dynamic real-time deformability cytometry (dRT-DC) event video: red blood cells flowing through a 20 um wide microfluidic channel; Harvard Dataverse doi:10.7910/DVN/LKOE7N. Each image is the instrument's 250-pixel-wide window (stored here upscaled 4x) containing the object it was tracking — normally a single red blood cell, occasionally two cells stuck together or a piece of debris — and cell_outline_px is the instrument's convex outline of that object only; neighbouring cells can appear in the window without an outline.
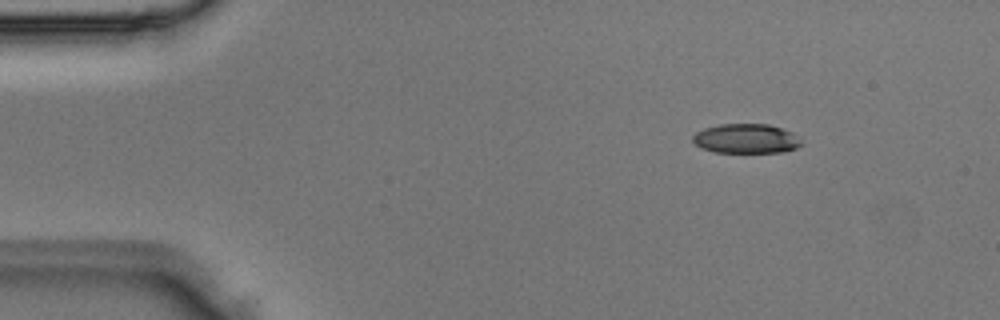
{"species": "Egyptian fruit bat (a non-hibernating species)", "species_latin": "Rousettus aegyptiacus", "temperature_condition": "room temperature", "stored_images_in_passage": 4, "camera_frame_rate_fps": 3000, "um_per_image_px": 0.085, "animal": {"sex": "male"}, "frame": {"image": 1, "passage_image": 2, "time_ms": 0.333, "image_size_px": [1000, 320], "cell_outline_px": [[804, 144], [796, 148], [784, 152], [716, 152], [700, 148], [692, 140], [692, 136], [696, 132], [704, 128], [720, 124], [768, 124], [792, 132]], "centroid_in_image_um": [63.41, 11.78], "position_along_channel_um": 21.6, "area_um2": 18.67}}
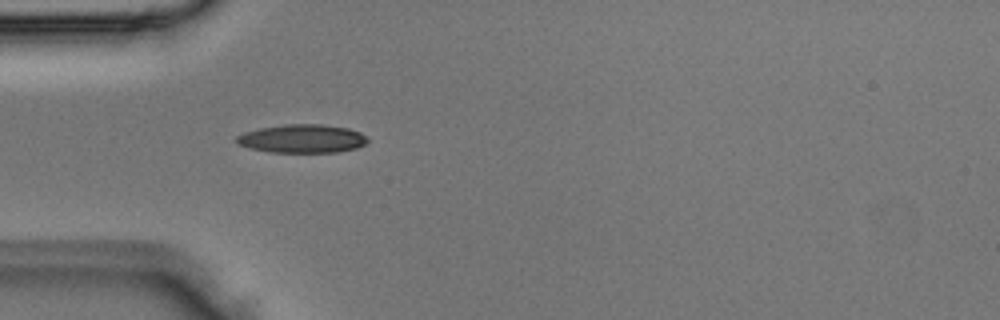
{"frame": {"image": 2, "passage_image": 4, "time_ms": 1.0, "image_size_px": [1000, 320], "cell_outline_px": [[368, 140], [364, 144], [356, 148], [336, 152], [268, 152], [248, 148], [236, 144], [236, 136], [244, 132], [260, 128], [284, 124], [320, 124], [348, 128], [360, 132]], "centroid_in_image_um": [25.63, 11.78], "position_along_channel_um": 59.4, "area_um2": 21.73}}